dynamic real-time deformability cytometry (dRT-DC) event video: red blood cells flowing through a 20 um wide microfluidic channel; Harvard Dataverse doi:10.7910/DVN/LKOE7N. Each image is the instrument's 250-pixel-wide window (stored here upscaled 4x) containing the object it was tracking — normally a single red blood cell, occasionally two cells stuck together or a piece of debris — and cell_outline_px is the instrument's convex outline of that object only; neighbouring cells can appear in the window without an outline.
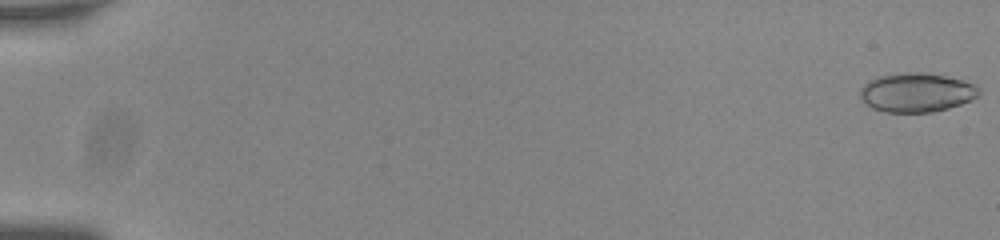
{"species": "common noctule bat (a hibernating species)", "species_latin": "Nyctalus noctula", "temperature_condition": "room temperature", "stored_images_in_passage": 56, "segment_of_instrument_passage": [1, 2], "camera_frame_rate_fps": 3000, "um_per_image_px": 0.085, "animal": {"sex": "male", "body_mass_g": 20.0, "forearm_length_mm": 53.3}, "frame": {"image": 1, "passage_image": 1, "time_ms": 0.0, "image_size_px": [1000, 240], "cell_outline_px": [[980, 92], [976, 96], [960, 104], [948, 108], [932, 112], [884, 112], [872, 108], [860, 96], [860, 88], [868, 80], [876, 76], [908, 72], [920, 72], [944, 76], [964, 80], [980, 88]], "centroid_in_image_um": [77.87, 7.85], "position_along_channel_um": 7.1, "area_um2": 26.88}}
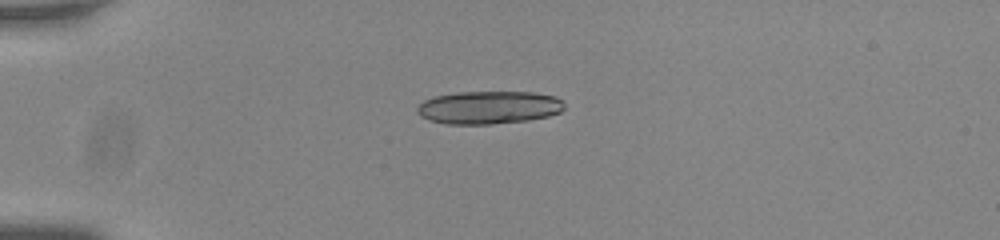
{"frame": {"image": 2, "passage_image": 16, "time_ms": 5.0, "image_size_px": [1000, 240], "cell_outline_px": [[564, 108], [560, 112], [548, 116], [528, 120], [492, 124], [444, 124], [420, 116], [416, 112], [416, 108], [424, 100], [436, 96], [460, 92], [532, 92], [556, 96], [564, 100]], "centroid_in_image_um": [41.57, 9.13], "position_along_channel_um": 43.4, "area_um2": 28.32}}